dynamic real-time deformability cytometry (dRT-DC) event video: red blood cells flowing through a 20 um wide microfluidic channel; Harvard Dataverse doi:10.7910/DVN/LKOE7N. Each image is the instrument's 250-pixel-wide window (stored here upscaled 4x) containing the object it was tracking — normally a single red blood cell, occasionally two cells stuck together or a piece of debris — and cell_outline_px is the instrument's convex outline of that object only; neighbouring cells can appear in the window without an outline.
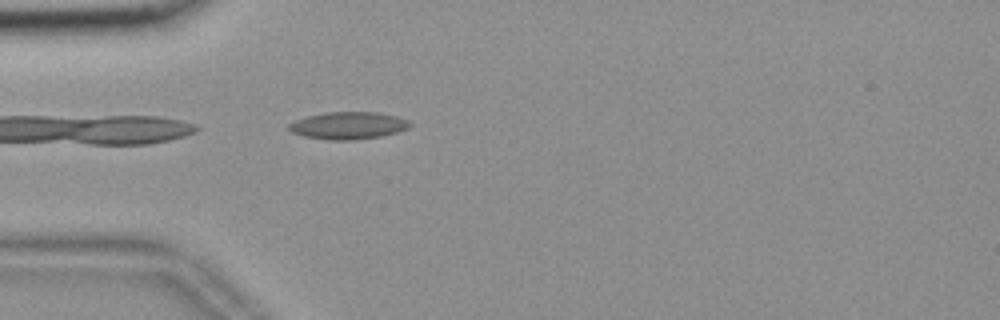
{"species": "common noctule bat (a hibernating species)", "species_latin": "Nyctalus noctula", "temperature_condition": "room temperature", "stored_images_in_passage": 5, "camera_frame_rate_fps": 3000, "um_per_image_px": 0.085, "animal": {"sex": "female", "body_mass_g": 18.4}, "frame": {"image": 1, "passage_image": 1, "time_ms": 0.0, "image_size_px": [1000, 320], "cell_outline_px": [[412, 124], [408, 128], [396, 132], [380, 136], [352, 140], [332, 140], [304, 136], [292, 132], [288, 128], [288, 124], [296, 120], [308, 116], [328, 112], [376, 112], [408, 120]], "centroid_in_image_um": [29.58, 10.67], "position_along_channel_um": 55.4, "area_um2": 18.9}}